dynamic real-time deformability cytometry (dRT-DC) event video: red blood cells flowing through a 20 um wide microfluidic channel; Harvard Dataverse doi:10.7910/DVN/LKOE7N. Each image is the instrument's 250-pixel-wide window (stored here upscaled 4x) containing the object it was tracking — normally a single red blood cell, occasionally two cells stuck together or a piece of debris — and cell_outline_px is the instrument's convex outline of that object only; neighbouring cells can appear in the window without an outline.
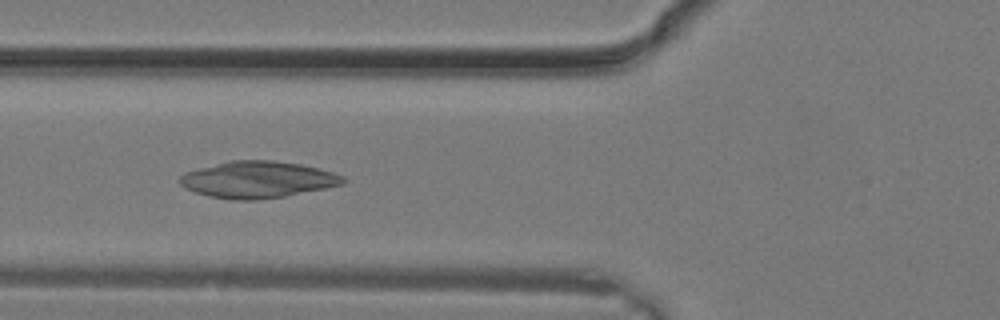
{"species": "common noctule bat (a hibernating species)", "species_latin": "Nyctalus noctula", "temperature_condition": "warm", "stored_images_in_passage": 17, "camera_frame_rate_fps": 3000, "um_per_image_px": 0.085, "animal": {"sex": "male", "body_mass_g": 19.2, "forearm_length_mm": 51.8}, "frame": {"image": 1, "passage_image": 12, "time_ms": 3.667, "image_size_px": [1000, 320], "cell_outline_px": [[348, 180], [344, 184], [284, 196], [256, 200], [232, 200], [208, 196], [184, 188], [176, 180], [184, 172], [232, 160], [272, 160], [300, 164], [332, 172], [344, 176]], "centroid_in_image_um": [21.88, 15.27], "position_along_channel_um": 103.9, "area_um2": 34.8}}
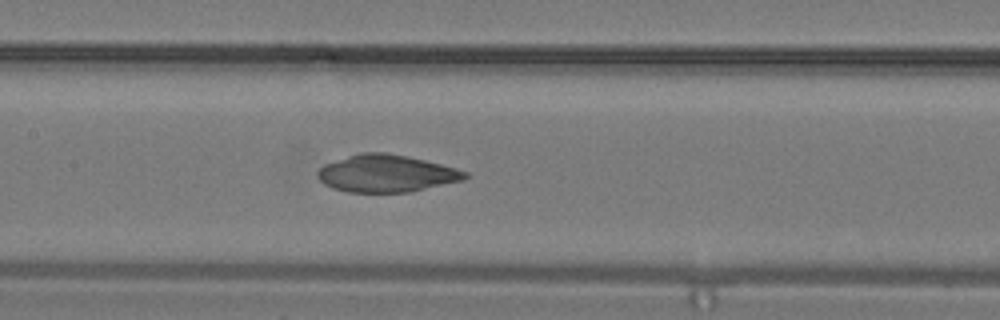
{"frame": {"image": 2, "passage_image": 15, "time_ms": 4.667, "image_size_px": [1000, 320], "cell_outline_px": [[468, 176], [464, 180], [412, 192], [348, 192], [332, 188], [324, 184], [320, 180], [316, 172], [324, 164], [360, 152], [388, 152], [424, 160], [456, 168], [468, 172]], "centroid_in_image_um": [32.85, 14.75], "position_along_channel_um": 174.6, "area_um2": 32.08}}
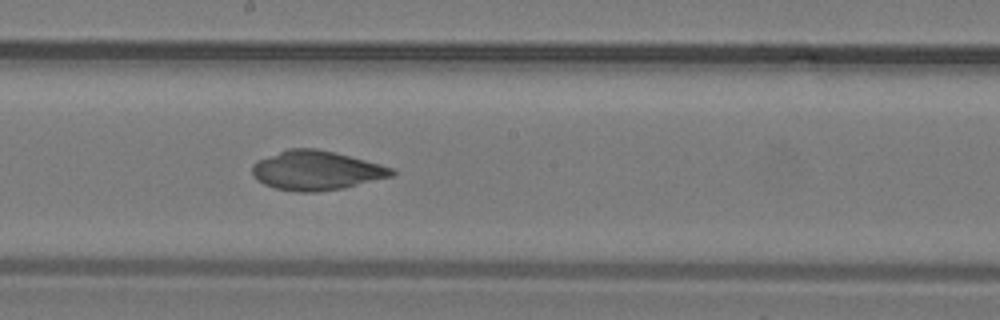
{"frame": {"image": 3, "passage_image": 17, "time_ms": 5.333, "image_size_px": [1000, 320], "cell_outline_px": [[396, 172], [392, 176], [344, 188], [316, 192], [296, 192], [276, 188], [264, 184], [252, 176], [252, 164], [256, 160], [288, 148], [316, 148], [336, 152], [396, 168]], "centroid_in_image_um": [26.89, 14.48], "position_along_channel_um": 221.3, "area_um2": 32.25}}